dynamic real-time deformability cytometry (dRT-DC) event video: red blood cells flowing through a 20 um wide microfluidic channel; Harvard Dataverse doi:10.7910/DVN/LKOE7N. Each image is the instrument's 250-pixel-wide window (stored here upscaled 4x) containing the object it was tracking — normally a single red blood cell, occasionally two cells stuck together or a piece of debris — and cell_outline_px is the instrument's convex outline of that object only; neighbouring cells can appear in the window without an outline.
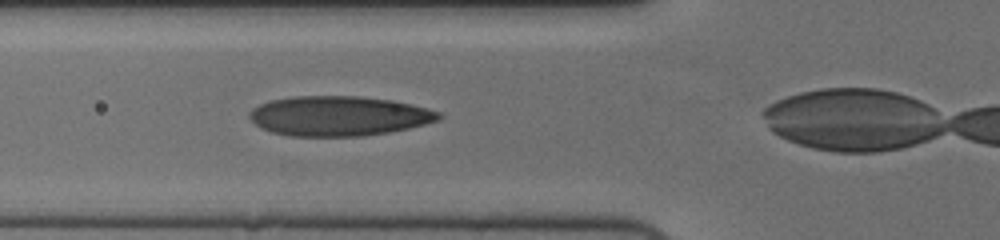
{"species": "human", "species_latin": "Homo sapiens", "temperature_condition": "cold", "stored_images_in_passage": 35, "camera_frame_rate_fps": 3000, "um_per_image_px": 0.085, "donor": {"sex": "female"}, "frame": {"image": 1, "passage_image": 11, "time_ms": 3.333, "image_size_px": [1000, 240], "cell_outline_px": [[444, 116], [440, 120], [408, 128], [388, 132], [360, 136], [288, 136], [272, 132], [260, 128], [248, 116], [248, 112], [252, 108], [260, 104], [272, 100], [296, 96], [360, 96], [392, 100], [412, 104], [428, 108], [440, 112]], "centroid_in_image_um": [28.81, 9.85], "position_along_channel_um": 97.0, "area_um2": 44.04}}
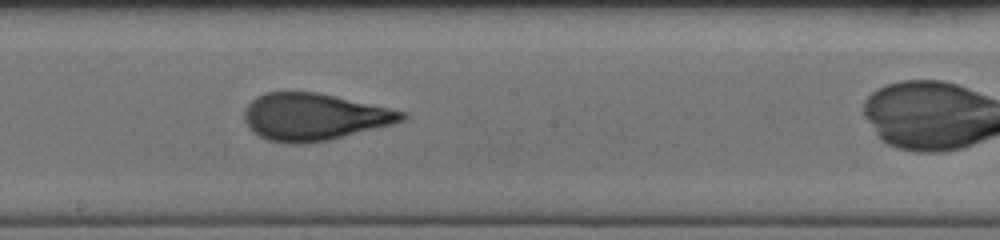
{"frame": {"image": 2, "passage_image": 21, "time_ms": 6.667, "image_size_px": [1000, 240], "cell_outline_px": [[408, 116], [404, 120], [392, 124], [328, 140], [304, 144], [292, 144], [268, 140], [260, 136], [248, 128], [244, 120], [244, 112], [248, 104], [256, 96], [264, 92], [316, 92], [336, 96], [388, 108], [404, 112]], "centroid_in_image_um": [26.65, 9.93], "position_along_channel_um": 221.6, "area_um2": 42.95}}
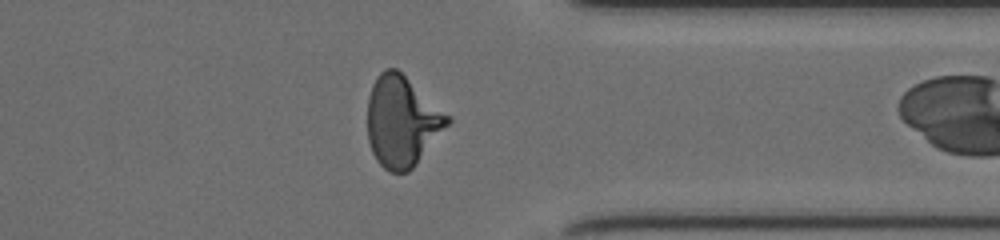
{"frame": {"image": 3, "passage_image": 34, "time_ms": 11.0, "image_size_px": [1000, 240], "cell_outline_px": [[452, 120], [416, 164], [408, 172], [388, 172], [376, 160], [372, 152], [368, 140], [368, 96], [372, 84], [376, 76], [384, 68], [396, 68], [452, 116]], "centroid_in_image_um": [34.17, 10.3], "position_along_channel_um": 377.2, "area_um2": 42.43}}